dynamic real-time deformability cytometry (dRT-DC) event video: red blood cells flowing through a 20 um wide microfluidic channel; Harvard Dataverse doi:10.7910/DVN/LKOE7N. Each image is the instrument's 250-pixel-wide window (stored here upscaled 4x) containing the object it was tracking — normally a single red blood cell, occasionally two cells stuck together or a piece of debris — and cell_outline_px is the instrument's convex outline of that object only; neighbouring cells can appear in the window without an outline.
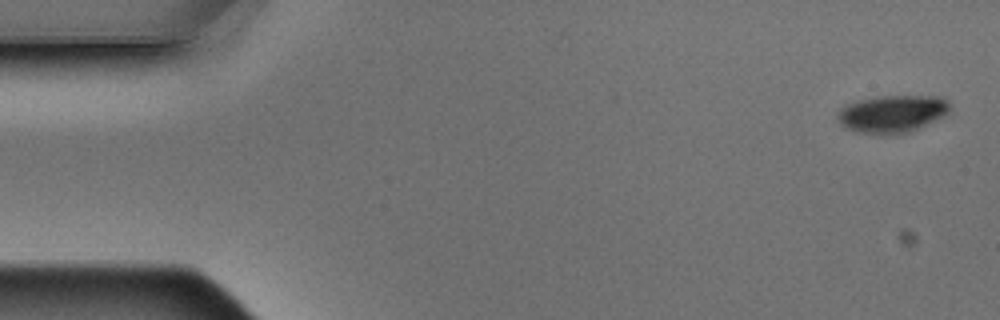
{"species": "Egyptian fruit bat (a non-hibernating species)", "species_latin": "Rousettus aegyptiacus", "temperature_condition": "warm", "stored_images_in_passage": 4, "camera_frame_rate_fps": 3000, "um_per_image_px": 0.085, "animal": {"sex": "male"}, "frame": {"image": 1, "passage_image": 1, "time_ms": 0.0, "image_size_px": [1000, 320], "cell_outline_px": [[952, 112], [944, 116], [908, 132], [860, 132], [848, 128], [840, 124], [836, 116], [840, 108], [844, 104], [856, 100], [876, 96], [940, 96], [948, 100]], "centroid_in_image_um": [75.85, 9.61], "position_along_channel_um": 9.2, "area_um2": 24.22}}